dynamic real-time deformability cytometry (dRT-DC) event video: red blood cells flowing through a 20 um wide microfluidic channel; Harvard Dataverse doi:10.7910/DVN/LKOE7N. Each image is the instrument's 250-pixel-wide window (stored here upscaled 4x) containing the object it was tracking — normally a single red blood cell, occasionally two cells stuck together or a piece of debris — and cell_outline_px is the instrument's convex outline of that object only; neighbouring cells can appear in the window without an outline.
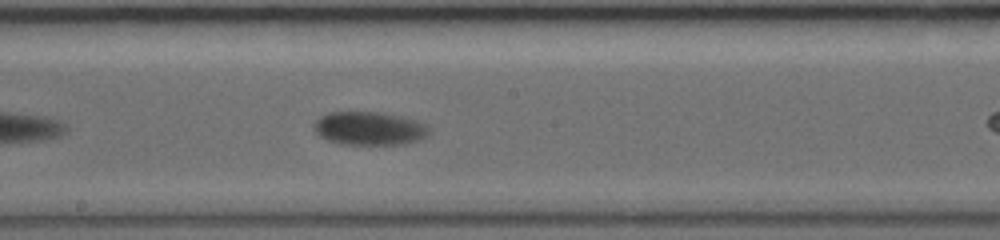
{"species": "common noctule bat (a hibernating species)", "species_latin": "Nyctalus noctula", "temperature_condition": "warm", "stored_images_in_passage": 31, "camera_frame_rate_fps": 5000, "um_per_image_px": 0.085, "animal": {"sex": "female", "body_mass_g": 19.0, "forearm_length_mm": 56.7}, "frame": {"image": 1, "passage_image": 10, "time_ms": 2.8, "image_size_px": [1000, 240], "cell_outline_px": [[432, 128], [420, 140], [404, 144], [340, 144], [328, 140], [320, 136], [312, 128], [312, 124], [320, 116], [328, 112], [380, 112], [400, 116], [416, 120], [428, 124]], "centroid_in_image_um": [31.39, 10.91], "position_along_channel_um": 216.8, "area_um2": 22.6}}